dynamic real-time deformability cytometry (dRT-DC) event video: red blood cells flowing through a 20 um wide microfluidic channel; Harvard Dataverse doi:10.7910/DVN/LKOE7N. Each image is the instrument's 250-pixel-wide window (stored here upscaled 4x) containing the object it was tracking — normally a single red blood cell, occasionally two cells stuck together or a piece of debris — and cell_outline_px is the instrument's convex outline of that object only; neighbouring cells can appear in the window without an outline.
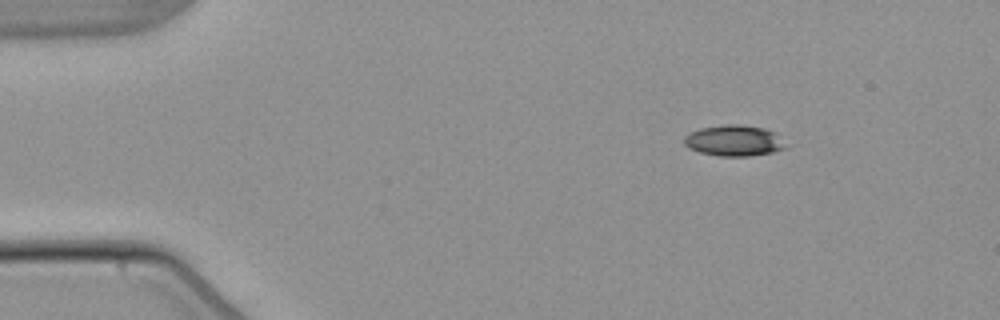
{"species": "common noctule bat (a hibernating species)", "species_latin": "Nyctalus noctula", "temperature_condition": "warm", "stored_images_in_passage": 3, "camera_frame_rate_fps": 3000, "um_per_image_px": 0.085, "animal": {"sex": "male", "body_mass_g": 21.5, "forearm_length_mm": 52.0}, "frame": {"image": 1, "passage_image": 1, "time_ms": 0.0, "image_size_px": [1000, 320], "cell_outline_px": [[788, 148], [772, 152], [748, 156], [720, 156], [700, 152], [688, 148], [684, 144], [684, 136], [700, 128], [724, 124], [740, 124], [764, 128], [776, 132]], "centroid_in_image_um": [62.4, 11.94], "position_along_channel_um": 22.6, "area_um2": 18.38}}